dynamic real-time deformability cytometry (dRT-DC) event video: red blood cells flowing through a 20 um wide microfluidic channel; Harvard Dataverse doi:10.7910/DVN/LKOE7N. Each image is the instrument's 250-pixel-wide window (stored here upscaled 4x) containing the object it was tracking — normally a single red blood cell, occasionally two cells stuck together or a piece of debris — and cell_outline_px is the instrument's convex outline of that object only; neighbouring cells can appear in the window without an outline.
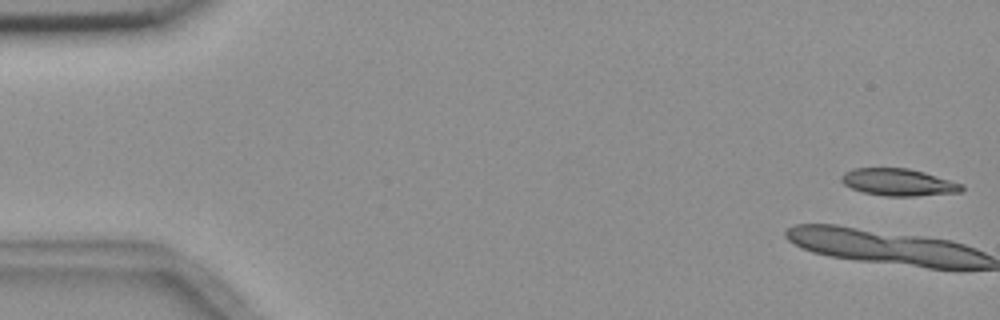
{"species": "common noctule bat (a hibernating species)", "species_latin": "Nyctalus noctula", "temperature_condition": "room temperature", "stored_images_in_passage": 5, "segment_of_instrument_passage": [2, 2], "camera_frame_rate_fps": 3000, "um_per_image_px": 0.085, "animal": {"sex": "female", "body_mass_g": 18.4}, "frame": {"image": 1, "passage_image": 5, "time_ms": 5.667, "image_size_px": [1000, 320], "cell_outline_px": [[964, 188], [960, 192], [916, 196], [884, 196], [864, 192], [852, 188], [844, 184], [840, 180], [840, 176], [844, 172], [852, 168], [908, 168], [924, 172], [964, 184]], "centroid_in_image_um": [76.36, 15.48], "position_along_channel_um": 8.6, "area_um2": 19.07}}